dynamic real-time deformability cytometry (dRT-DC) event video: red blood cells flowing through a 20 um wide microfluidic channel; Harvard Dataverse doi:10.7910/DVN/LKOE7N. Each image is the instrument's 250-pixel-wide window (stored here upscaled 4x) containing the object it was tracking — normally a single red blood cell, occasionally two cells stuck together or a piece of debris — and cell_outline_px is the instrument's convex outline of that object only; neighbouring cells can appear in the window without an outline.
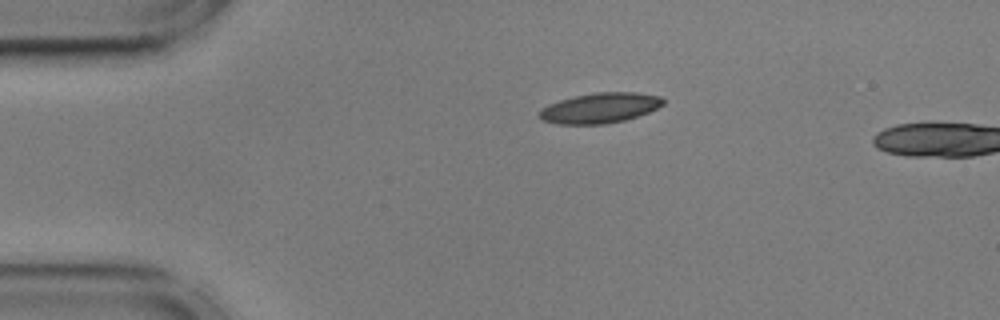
{"species": "common noctule bat (a hibernating species)", "species_latin": "Nyctalus noctula", "temperature_condition": "cold", "stored_images_in_passage": 4, "camera_frame_rate_fps": 3000, "um_per_image_px": 0.085, "animal": {"sex": "male", "body_mass_g": 17.9, "forearm_length_mm": 54.2}, "frame": {"image": 1, "passage_image": 1, "time_ms": 0.0, "image_size_px": [1000, 320], "cell_outline_px": [[664, 104], [648, 112], [624, 120], [604, 124], [556, 124], [544, 120], [540, 116], [540, 108], [548, 104], [560, 100], [576, 96], [596, 92], [636, 92], [660, 96], [664, 100]], "centroid_in_image_um": [50.99, 9.17], "position_along_channel_um": 34.0, "area_um2": 21.62}}